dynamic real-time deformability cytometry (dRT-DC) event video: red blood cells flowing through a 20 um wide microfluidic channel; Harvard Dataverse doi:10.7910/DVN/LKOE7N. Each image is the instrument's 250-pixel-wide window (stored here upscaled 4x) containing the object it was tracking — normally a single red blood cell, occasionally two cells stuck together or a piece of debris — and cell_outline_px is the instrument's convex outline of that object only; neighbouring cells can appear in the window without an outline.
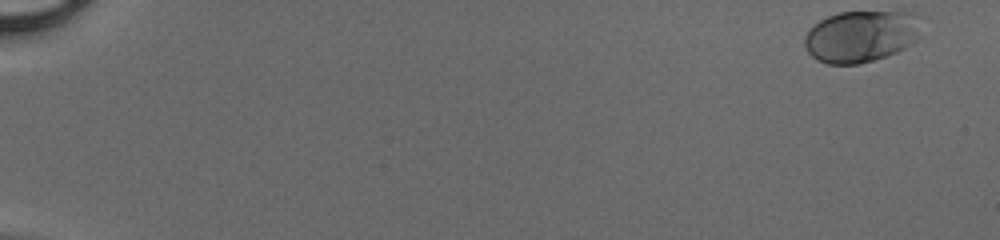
{"species": "human", "species_latin": "Homo sapiens", "temperature_condition": "cold", "stored_images_in_passage": 49, "camera_frame_rate_fps": 3000, "um_per_image_px": 0.085, "donor": {"sex": "male"}, "frame": {"image": 1, "passage_image": 1, "time_ms": 0.0, "image_size_px": [1000, 240], "cell_outline_px": [[924, 16], [916, 40], [904, 48], [896, 52], [872, 60], [856, 64], [828, 64], [816, 60], [808, 52], [804, 44], [804, 36], [808, 28], [820, 20], [828, 16], [840, 12], [916, 12]], "centroid_in_image_um": [73.2, 3.06], "position_along_channel_um": 11.8, "area_um2": 35.49}}
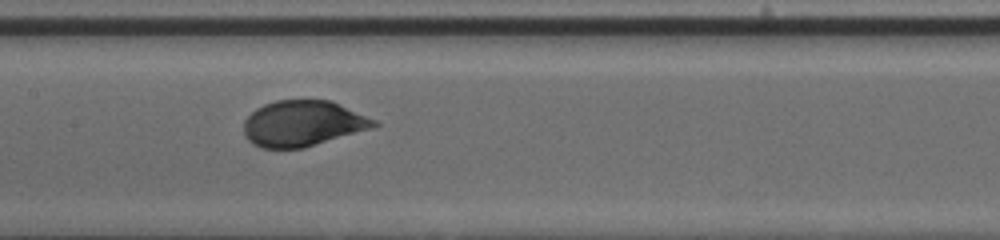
{"frame": {"image": 2, "passage_image": 26, "time_ms": 8.333, "image_size_px": [1000, 240], "cell_outline_px": [[380, 124], [372, 128], [304, 148], [260, 148], [252, 144], [244, 136], [244, 120], [256, 108], [264, 104], [276, 100], [332, 100], [376, 120]], "centroid_in_image_um": [25.73, 10.49], "position_along_channel_um": 181.7, "area_um2": 34.85}}
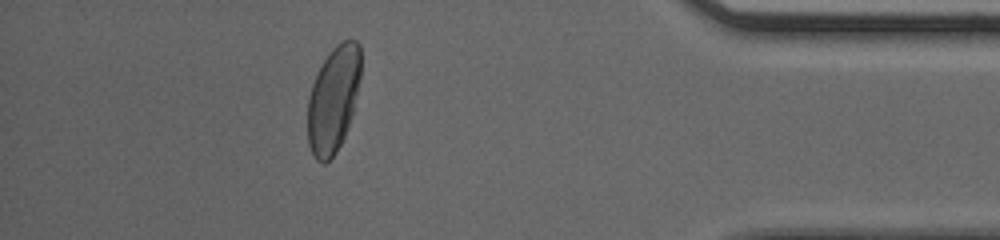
{"frame": {"image": 3, "passage_image": 44, "time_ms": 14.333, "image_size_px": [1000, 240], "cell_outline_px": [[360, 76], [352, 112], [344, 136], [336, 152], [324, 164], [316, 160], [308, 144], [308, 100], [312, 84], [324, 60], [332, 48], [336, 44], [344, 40], [356, 40], [360, 44]], "centroid_in_image_um": [28.32, 8.43], "position_along_channel_um": 406.9, "area_um2": 32.31}}